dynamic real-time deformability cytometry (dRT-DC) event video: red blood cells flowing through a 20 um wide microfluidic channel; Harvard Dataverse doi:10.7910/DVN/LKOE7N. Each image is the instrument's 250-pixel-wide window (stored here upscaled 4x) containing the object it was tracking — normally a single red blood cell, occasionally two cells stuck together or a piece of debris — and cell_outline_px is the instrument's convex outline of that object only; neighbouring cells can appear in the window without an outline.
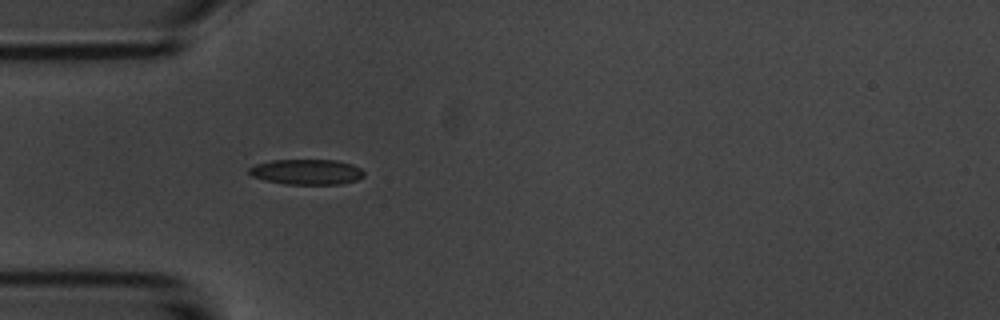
{"species": "common noctule bat (a hibernating species)", "species_latin": "Nyctalus noctula", "temperature_condition": "room temperature", "stored_images_in_passage": 5, "camera_frame_rate_fps": 3000, "um_per_image_px": 0.085, "animal": {"sex": "male", "body_mass_g": 20.1, "forearm_length_mm": 53.5}, "frame": {"image": 1, "passage_image": 5, "time_ms": 4.667, "image_size_px": [1000, 320], "cell_outline_px": [[364, 176], [356, 180], [340, 184], [284, 184], [264, 180], [252, 176], [248, 172], [248, 168], [256, 164], [272, 160], [336, 160], [352, 164], [360, 168], [364, 172]], "centroid_in_image_um": [26.05, 14.61], "position_along_channel_um": 58.9, "area_um2": 16.99}}